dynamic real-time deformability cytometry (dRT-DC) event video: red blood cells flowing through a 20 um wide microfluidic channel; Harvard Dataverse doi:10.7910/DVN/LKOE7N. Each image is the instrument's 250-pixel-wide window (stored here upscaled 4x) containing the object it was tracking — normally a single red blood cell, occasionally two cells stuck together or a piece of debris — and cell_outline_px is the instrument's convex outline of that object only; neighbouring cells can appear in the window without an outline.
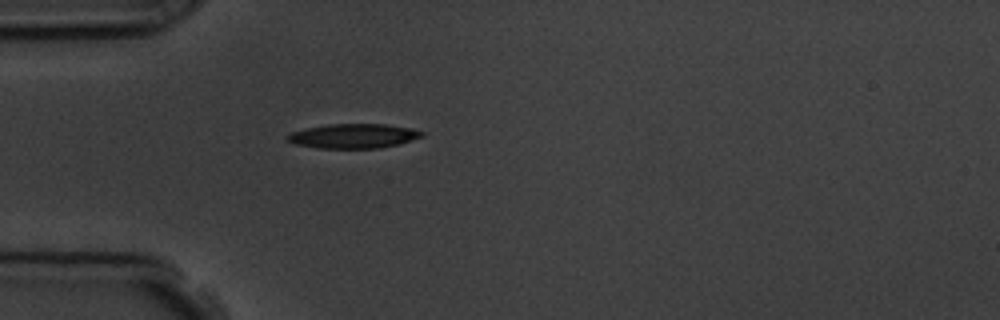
{"species": "common noctule bat (a hibernating species)", "species_latin": "Nyctalus noctula", "temperature_condition": "room temperature", "stored_images_in_passage": 1, "camera_frame_rate_fps": 3000, "um_per_image_px": 0.085, "animal": {"sex": "male", "body_mass_g": 19.5, "forearm_length_mm": 54.6}, "frame": {"image": 1, "passage_image": 1, "time_ms": 0.0, "image_size_px": [1000, 320], "cell_outline_px": [[424, 136], [400, 144], [380, 148], [316, 148], [296, 144], [288, 140], [288, 136], [292, 132], [308, 128], [328, 124], [384, 124], [412, 128], [424, 132]], "centroid_in_image_um": [30.11, 11.56], "position_along_channel_um": 54.9, "area_um2": 19.07}}